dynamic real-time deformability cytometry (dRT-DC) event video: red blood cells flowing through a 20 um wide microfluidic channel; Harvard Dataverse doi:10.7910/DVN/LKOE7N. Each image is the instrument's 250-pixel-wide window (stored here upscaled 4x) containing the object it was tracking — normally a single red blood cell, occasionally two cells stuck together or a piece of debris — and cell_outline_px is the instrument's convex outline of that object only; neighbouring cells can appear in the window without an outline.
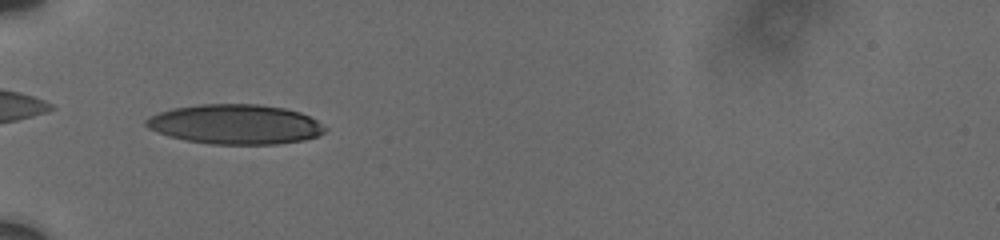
{"species": "human", "species_latin": "Homo sapiens", "temperature_condition": "cold", "stored_images_in_passage": 7, "camera_frame_rate_fps": 3000, "um_per_image_px": 0.085, "donor": {"sex": "male"}, "frame": {"image": 1, "passage_image": 6, "time_ms": 5.0, "image_size_px": [1000, 240], "cell_outline_px": [[328, 128], [324, 132], [316, 136], [304, 140], [276, 144], [212, 144], [188, 140], [172, 136], [148, 128], [144, 124], [144, 120], [160, 112], [172, 108], [200, 104], [260, 104], [284, 108], [300, 112], [316, 120]], "centroid_in_image_um": [20.03, 10.55], "position_along_channel_um": 65.0, "area_um2": 41.15}}